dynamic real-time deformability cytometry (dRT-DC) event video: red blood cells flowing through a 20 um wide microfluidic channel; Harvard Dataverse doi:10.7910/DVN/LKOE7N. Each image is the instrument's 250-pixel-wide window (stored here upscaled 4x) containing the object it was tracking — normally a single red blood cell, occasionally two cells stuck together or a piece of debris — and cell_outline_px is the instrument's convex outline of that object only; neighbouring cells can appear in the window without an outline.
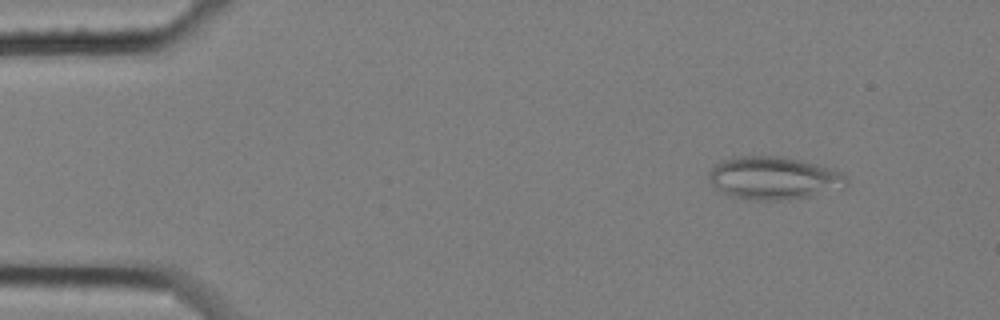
{"species": "common noctule bat (a hibernating species)", "species_latin": "Nyctalus noctula", "temperature_condition": "cold", "stored_images_in_passage": 58, "camera_frame_rate_fps": 3000, "um_per_image_px": 0.085, "animal": {"sex": "female", "body_mass_g": 25.1}, "frame": {"image": 1, "passage_image": 6, "time_ms": 1.667, "image_size_px": [1000, 320], "cell_outline_px": [[848, 184], [844, 188], [812, 196], [788, 200], [752, 200], [732, 196], [720, 192], [708, 180], [708, 172], [716, 164], [732, 156], [776, 156], [800, 160], [816, 164], [840, 172], [848, 176]], "centroid_in_image_um": [65.77, 15.15], "position_along_channel_um": 19.2, "area_um2": 34.56}}
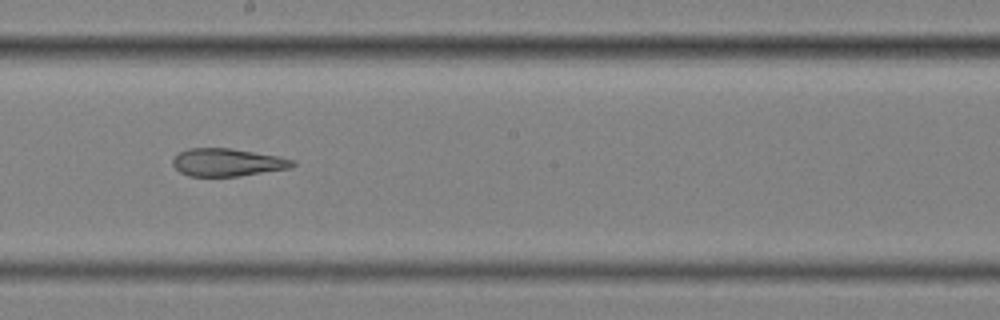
{"frame": {"image": 2, "passage_image": 32, "time_ms": 10.333, "image_size_px": [1000, 320], "cell_outline_px": [[296, 164], [292, 168], [240, 176], [188, 176], [180, 172], [172, 164], [172, 160], [180, 152], [188, 148], [232, 148], [276, 156], [296, 160]], "centroid_in_image_um": [19.35, 13.8], "position_along_channel_um": 228.8, "area_um2": 19.42}}
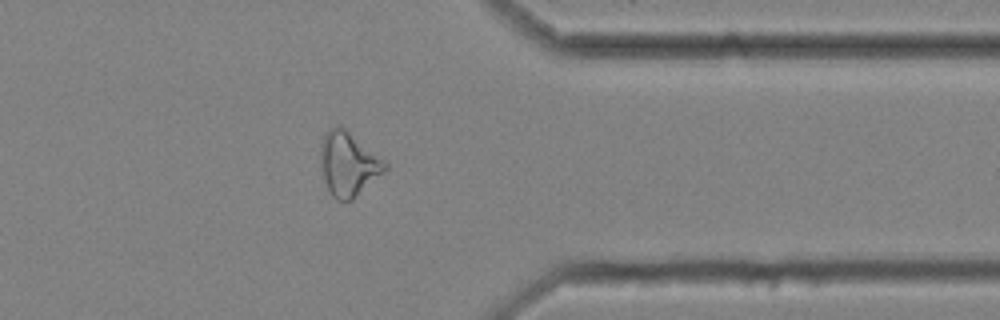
{"frame": {"image": 3, "passage_image": 46, "time_ms": 15.0, "image_size_px": [1000, 320], "cell_outline_px": [[388, 168], [384, 172], [352, 200], [336, 200], [332, 196], [328, 188], [320, 164], [320, 144], [324, 132], [340, 124], [384, 160], [388, 164]], "centroid_in_image_um": [29.59, 13.92], "position_along_channel_um": 381.8, "area_um2": 23.87}, "authors_computed_cell_mechanics": {"area_um2": 24.7095, "velocity_mm_per_s": 3.4609, "shape_relaxation_time_tau1_ms": null, "shape_relaxation_time_tau2_ms": 2.9032, "deformation_change_tau1": null, "deformation_change_tau2": 0.1264}}